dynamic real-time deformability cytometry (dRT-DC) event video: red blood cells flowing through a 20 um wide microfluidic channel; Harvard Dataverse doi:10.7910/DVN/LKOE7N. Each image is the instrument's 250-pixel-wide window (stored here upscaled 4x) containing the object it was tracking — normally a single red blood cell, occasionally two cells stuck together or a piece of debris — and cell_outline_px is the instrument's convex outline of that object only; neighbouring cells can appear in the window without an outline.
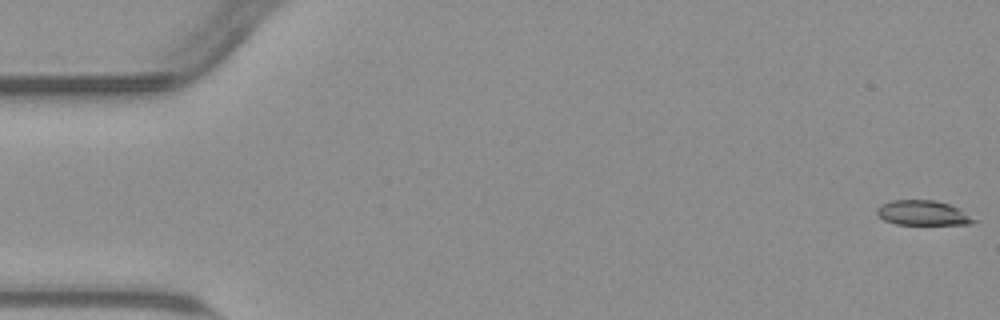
{"species": "common noctule bat (a hibernating species)", "species_latin": "Nyctalus noctula", "temperature_condition": "warm", "stored_images_in_passage": 55, "camera_frame_rate_fps": 3000, "um_per_image_px": 0.085, "animal": {"sex": "male", "body_mass_g": 23.1, "forearm_length_mm": 52.7}, "frame": {"image": 1, "passage_image": 1, "time_ms": 0.0, "image_size_px": [1000, 320], "cell_outline_px": [[980, 220], [972, 224], [896, 224], [884, 220], [876, 216], [876, 208], [880, 204], [892, 200], [936, 200], [960, 208]], "centroid_in_image_um": [78.46, 18.1], "position_along_channel_um": 6.5, "area_um2": 14.33}}
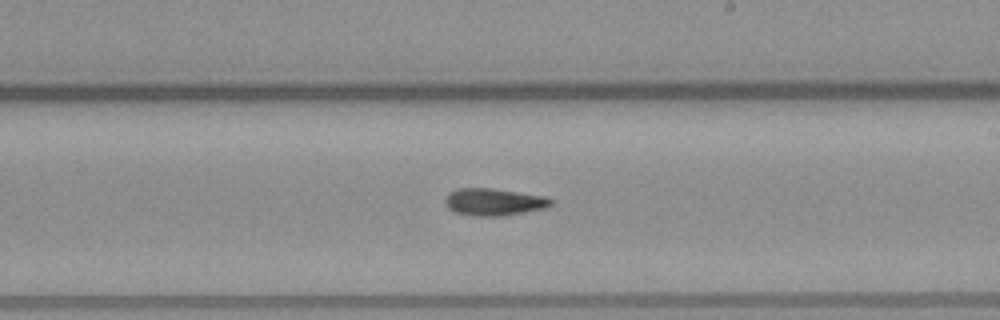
{"frame": {"image": 2, "passage_image": 32, "time_ms": 10.333, "image_size_px": [1000, 320], "cell_outline_px": [[556, 200], [548, 208], [500, 216], [476, 216], [456, 212], [448, 208], [444, 200], [448, 192], [456, 188], [492, 188], [544, 196]], "centroid_in_image_um": [42.0, 17.16], "position_along_channel_um": 247.0, "area_um2": 16.88}}
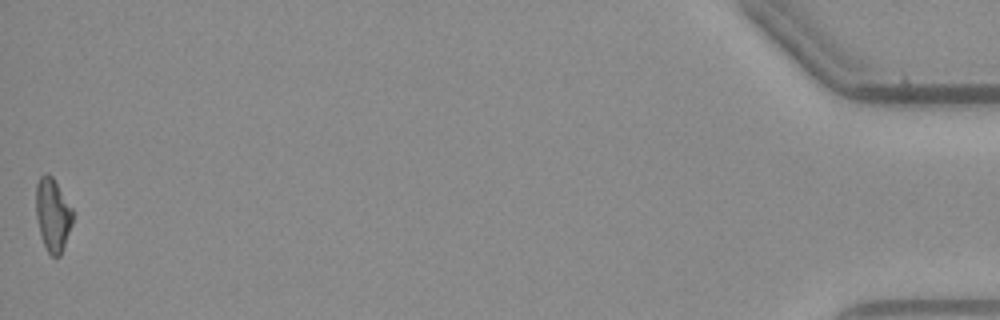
{"frame": {"image": 3, "passage_image": 55, "time_ms": 18.0, "image_size_px": [1000, 320], "cell_outline_px": [[72, 224], [60, 256], [52, 256], [48, 252], [40, 236], [36, 216], [36, 184], [40, 176], [44, 172], [48, 172], [52, 176], [72, 208]], "centroid_in_image_um": [4.46, 18.23], "position_along_channel_um": 430.7, "area_um2": 15.61}}